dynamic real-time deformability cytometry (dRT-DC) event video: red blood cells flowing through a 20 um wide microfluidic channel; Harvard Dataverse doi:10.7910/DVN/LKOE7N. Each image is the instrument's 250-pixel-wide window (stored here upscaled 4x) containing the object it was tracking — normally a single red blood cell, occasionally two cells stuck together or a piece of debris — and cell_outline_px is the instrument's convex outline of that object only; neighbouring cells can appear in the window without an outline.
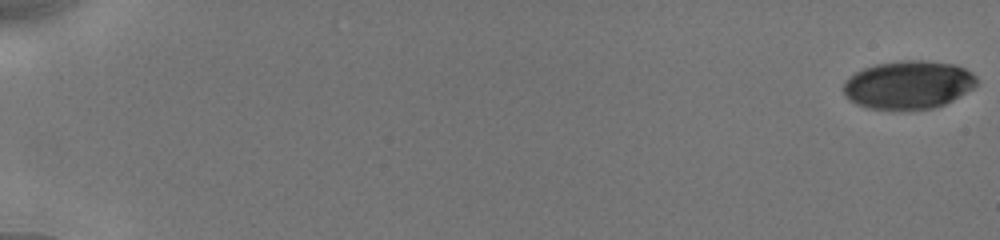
{"species": "human", "species_latin": "Homo sapiens", "temperature_condition": "cold", "stored_images_in_passage": 49, "camera_frame_rate_fps": 3000, "um_per_image_px": 0.085, "donor": {"sex": "male"}, "frame": {"image": 1, "passage_image": 1, "time_ms": 0.0, "image_size_px": [1000, 240], "cell_outline_px": [[976, 84], [972, 88], [952, 100], [936, 108], [868, 108], [856, 104], [844, 92], [844, 80], [856, 72], [864, 68], [876, 64], [908, 60], [920, 60], [956, 64], [972, 72], [976, 76]], "centroid_in_image_um": [77.23, 7.19], "position_along_channel_um": 7.8, "area_um2": 36.82}}
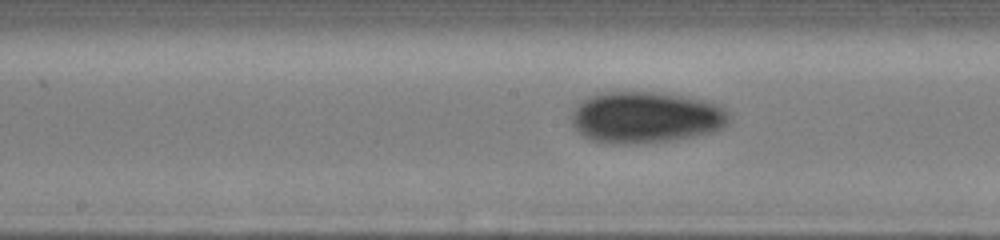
{"frame": {"image": 2, "passage_image": 29, "time_ms": 10.0, "image_size_px": [1000, 240], "cell_outline_px": [[732, 120], [724, 128], [712, 132], [696, 136], [672, 140], [632, 144], [612, 144], [588, 140], [572, 124], [568, 116], [576, 104], [580, 100], [596, 92], [652, 92], [688, 96], [708, 100], [720, 104], [732, 116]], "centroid_in_image_um": [54.89, 9.96], "position_along_channel_um": 193.3, "area_um2": 48.44}}
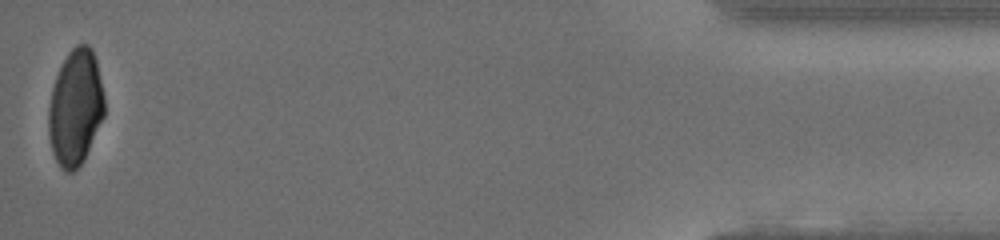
{"frame": {"image": 3, "passage_image": 49, "time_ms": 18.0, "image_size_px": [1000, 240], "cell_outline_px": [[104, 116], [84, 160], [72, 172], [68, 172], [60, 168], [52, 152], [48, 136], [48, 108], [52, 88], [56, 76], [68, 52], [76, 44], [88, 44], [92, 48], [96, 60], [104, 96]], "centroid_in_image_um": [6.4, 9.15], "position_along_channel_um": 428.8, "area_um2": 37.8}, "authors_computed_cell_mechanics": {"area_um2": 41.1536, "velocity_mm_per_s": 3.8911, "shape_relaxation_time_tau1_ms": 3.036, "shape_relaxation_time_tau2_ms": null, "deformation_change_tau1": 0.0965, "deformation_change_tau2": null}}